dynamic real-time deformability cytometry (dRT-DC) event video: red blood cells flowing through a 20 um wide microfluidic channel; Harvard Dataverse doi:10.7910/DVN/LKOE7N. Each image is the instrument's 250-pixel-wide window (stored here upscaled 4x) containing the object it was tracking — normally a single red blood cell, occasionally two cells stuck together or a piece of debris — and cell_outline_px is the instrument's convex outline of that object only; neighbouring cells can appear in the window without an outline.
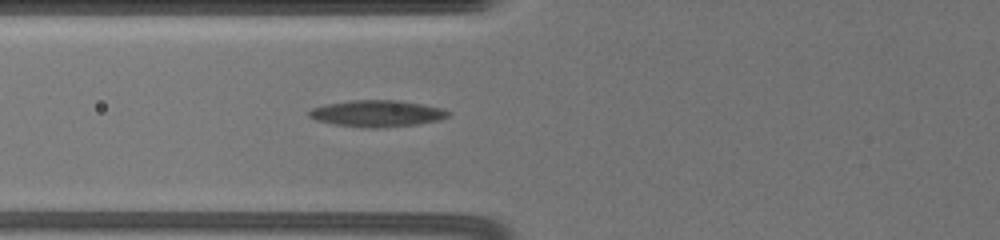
{"species": "common noctule bat (a hibernating species)", "species_latin": "Nyctalus noctula", "temperature_condition": "warm", "stored_images_in_passage": 42, "camera_frame_rate_fps": 3000, "um_per_image_px": 0.085, "animal": {"sex": "female", "body_mass_g": 19.5, "forearm_length_mm": 54.1}, "frame": {"image": 1, "passage_image": 7, "time_ms": 2.667, "image_size_px": [1000, 240], "cell_outline_px": [[448, 116], [440, 120], [416, 124], [376, 128], [368, 128], [336, 124], [316, 120], [308, 116], [308, 112], [312, 108], [328, 104], [352, 100], [400, 100], [440, 108], [448, 112]], "centroid_in_image_um": [32.02, 9.64], "position_along_channel_um": 93.8, "area_um2": 21.15}}
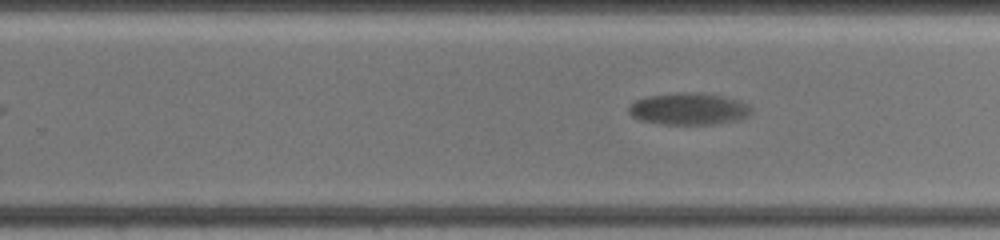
{"frame": {"image": 2, "passage_image": 19, "time_ms": 8.333, "image_size_px": [1000, 240], "cell_outline_px": [[752, 108], [744, 116], [732, 120], [708, 124], [660, 124], [640, 120], [632, 116], [628, 112], [628, 108], [636, 100], [648, 96], [688, 92], [692, 92], [720, 96], [744, 104]], "centroid_in_image_um": [58.4, 9.26], "position_along_channel_um": 271.4, "area_um2": 21.79}}
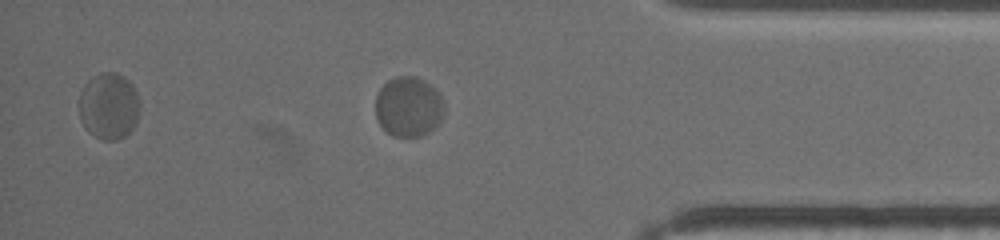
{"frame": {"image": 3, "passage_image": 33, "time_ms": 13.0, "image_size_px": [1000, 240], "cell_outline_px": [[444, 112], [440, 120], [428, 132], [420, 136], [392, 136], [380, 124], [376, 116], [376, 96], [380, 88], [388, 80], [396, 76], [416, 76], [424, 80], [440, 96], [444, 104]], "centroid_in_image_um": [34.7, 9.06], "position_along_channel_um": 400.5, "area_um2": 23.7}, "authors_computed_cell_mechanics": {"area_um2": 22.542, "velocity_mm_per_s": 3.1374, "shape_relaxation_time_tau1_ms": 2.0551, "shape_relaxation_time_tau2_ms": null, "deformation_change_tau1": 0.0779, "deformation_change_tau2": null}}